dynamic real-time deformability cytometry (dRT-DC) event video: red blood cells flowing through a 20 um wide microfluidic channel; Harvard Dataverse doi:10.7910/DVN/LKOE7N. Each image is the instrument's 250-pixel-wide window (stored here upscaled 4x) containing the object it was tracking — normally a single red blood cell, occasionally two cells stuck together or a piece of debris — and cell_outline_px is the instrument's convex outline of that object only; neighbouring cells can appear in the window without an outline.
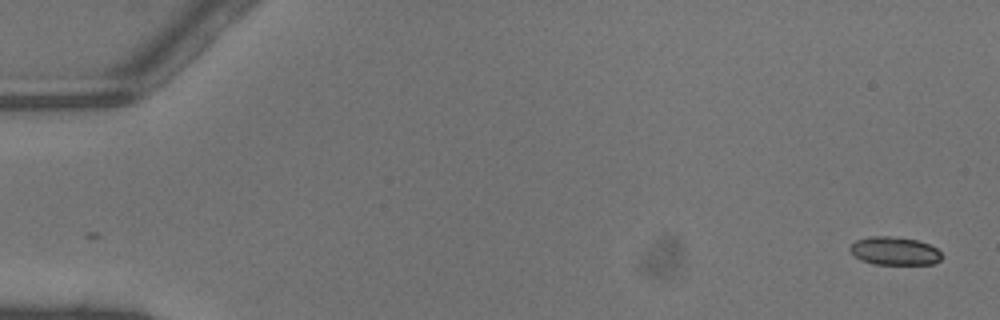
{"species": "common noctule bat (a hibernating species)", "species_latin": "Nyctalus noctula", "temperature_condition": "warm", "stored_images_in_passage": 46, "camera_frame_rate_fps": 3000, "um_per_image_px": 0.085, "animal": {"sex": "male", "body_mass_g": 13.3}, "frame": {"image": 1, "passage_image": 1, "time_ms": 0.0, "image_size_px": [1000, 320], "cell_outline_px": [[944, 256], [936, 264], [872, 264], [860, 260], [848, 248], [856, 240], [868, 236], [888, 236], [916, 240], [928, 244], [936, 248]], "centroid_in_image_um": [76.04, 21.34], "position_along_channel_um": 9.0, "area_um2": 15.09}}
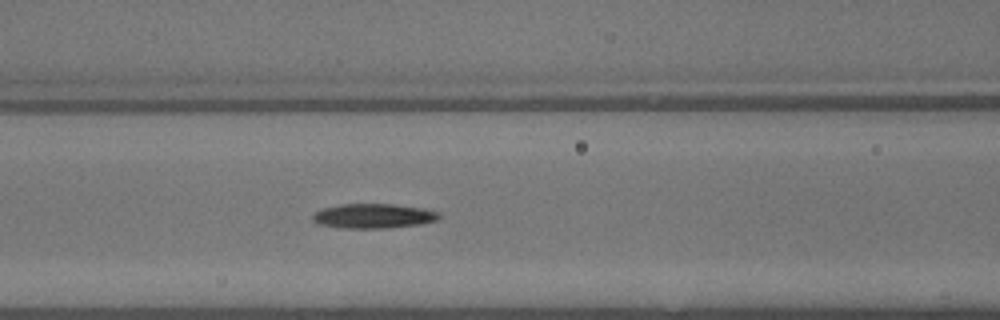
{"frame": {"image": 2, "passage_image": 20, "time_ms": 6.333, "image_size_px": [1000, 320], "cell_outline_px": [[440, 216], [436, 220], [420, 224], [388, 228], [344, 228], [320, 224], [312, 220], [312, 216], [316, 212], [324, 208], [340, 204], [396, 204], [424, 208], [440, 212]], "centroid_in_image_um": [31.78, 18.35], "position_along_channel_um": 134.8, "area_um2": 18.09}}
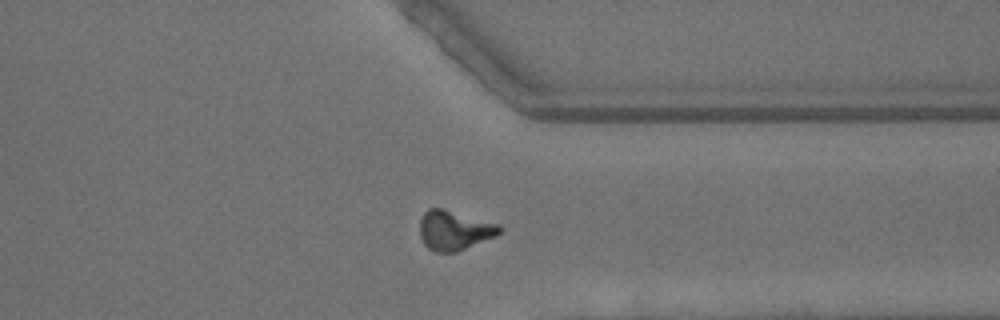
{"frame": {"image": 3, "passage_image": 36, "time_ms": 11.667, "image_size_px": [1000, 320], "cell_outline_px": [[504, 228], [496, 236], [456, 252], [436, 252], [428, 248], [424, 244], [420, 236], [420, 220], [424, 212], [428, 208], [444, 208], [500, 224]], "centroid_in_image_um": [38.63, 19.56], "position_along_channel_um": 372.8, "area_um2": 18.55}, "authors_computed_cell_mechanics": {"area_um2": 17.2244, "velocity_mm_per_s": 4.496, "shape_relaxation_time_tau1_ms": 3.298, "shape_relaxation_time_tau2_ms": 4.9502, "deformation_change_tau1": 0.1916, "deformation_change_tau2": 0.1666}}